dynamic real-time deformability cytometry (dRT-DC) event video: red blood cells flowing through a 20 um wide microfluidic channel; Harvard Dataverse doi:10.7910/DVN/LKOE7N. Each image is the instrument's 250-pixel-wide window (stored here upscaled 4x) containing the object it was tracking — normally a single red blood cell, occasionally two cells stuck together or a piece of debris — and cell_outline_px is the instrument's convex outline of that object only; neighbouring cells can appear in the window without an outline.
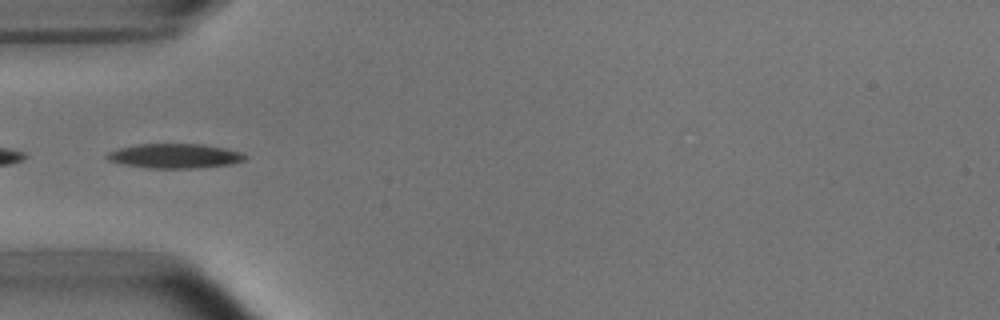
{"species": "common noctule bat (a hibernating species)", "species_latin": "Nyctalus noctula", "temperature_condition": "room temperature", "stored_images_in_passage": 5, "camera_frame_rate_fps": 3000, "um_per_image_px": 0.085, "animal": {"sex": "male", "body_mass_g": 15.6}, "frame": {"image": 1, "passage_image": 5, "time_ms": 4.667, "image_size_px": [1000, 320], "cell_outline_px": [[248, 156], [244, 160], [228, 164], [196, 168], [148, 168], [120, 164], [108, 160], [104, 156], [108, 152], [120, 148], [136, 144], [204, 144], [224, 148], [240, 152]], "centroid_in_image_um": [14.8, 13.25], "position_along_channel_um": 70.2, "area_um2": 19.71}}